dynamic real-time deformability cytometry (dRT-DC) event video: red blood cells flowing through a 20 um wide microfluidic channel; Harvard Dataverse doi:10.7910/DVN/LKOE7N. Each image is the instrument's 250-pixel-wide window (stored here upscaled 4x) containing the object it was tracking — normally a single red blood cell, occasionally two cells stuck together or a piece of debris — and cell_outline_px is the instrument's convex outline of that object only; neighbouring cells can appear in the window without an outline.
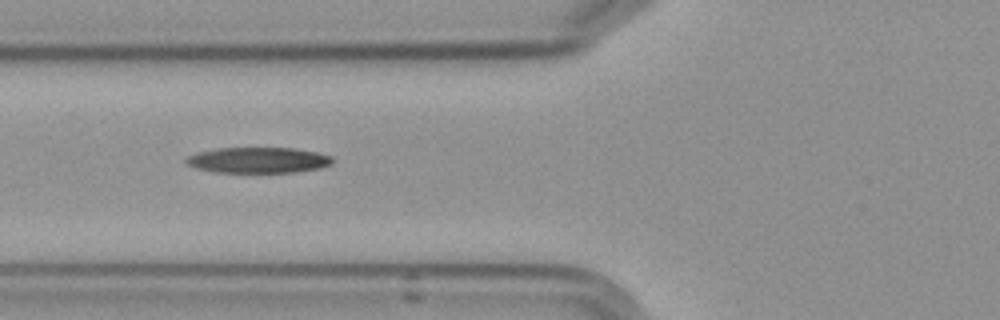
{"species": "Egyptian fruit bat (a non-hibernating species)", "species_latin": "Rousettus aegyptiacus", "temperature_condition": "cold", "stored_images_in_passage": 4, "camera_frame_rate_fps": 3000, "um_per_image_px": 0.085, "frame": {"image": 1, "passage_image": 3, "time_ms": 2.333, "image_size_px": [1000, 320], "cell_outline_px": [[332, 164], [320, 168], [296, 172], [212, 172], [196, 168], [188, 164], [184, 160], [188, 156], [196, 152], [216, 148], [296, 148], [316, 152], [332, 156]], "centroid_in_image_um": [21.93, 13.61], "position_along_channel_um": 103.9, "area_um2": 22.02}}
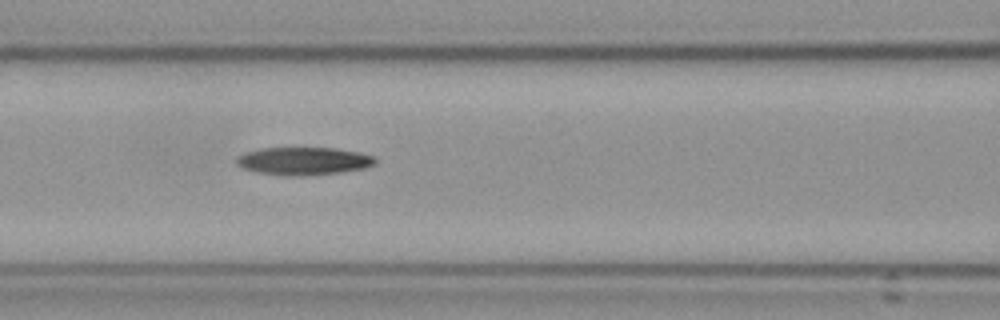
{"frame": {"image": 2, "passage_image": 4, "time_ms": 3.333, "image_size_px": [1000, 320], "cell_outline_px": [[376, 160], [372, 164], [364, 168], [336, 172], [292, 176], [280, 176], [256, 172], [244, 168], [236, 164], [236, 156], [244, 152], [260, 148], [336, 148], [360, 152], [372, 156]], "centroid_in_image_um": [25.72, 13.67], "position_along_channel_um": 140.9, "area_um2": 22.31}}